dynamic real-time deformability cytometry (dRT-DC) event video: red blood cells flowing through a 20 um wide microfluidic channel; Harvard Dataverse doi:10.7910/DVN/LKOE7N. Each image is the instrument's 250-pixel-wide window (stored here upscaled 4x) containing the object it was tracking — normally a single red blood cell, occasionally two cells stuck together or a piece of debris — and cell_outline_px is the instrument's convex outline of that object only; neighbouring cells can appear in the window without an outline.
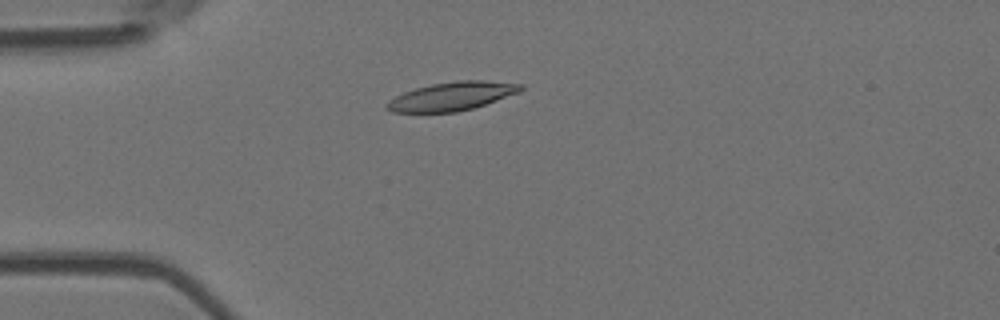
{"species": "Egyptian fruit bat (a non-hibernating species)", "species_latin": "Rousettus aegyptiacus", "temperature_condition": "room temperature", "stored_images_in_passage": 50, "camera_frame_rate_fps": 3000, "um_per_image_px": 0.085, "animal": {"sex": "female"}, "frame": {"image": 1, "passage_image": 10, "time_ms": 3.0, "image_size_px": [1000, 320], "cell_outline_px": [[524, 88], [520, 92], [472, 108], [456, 112], [392, 112], [384, 108], [384, 104], [396, 96], [404, 92], [416, 88], [432, 84], [456, 80], [484, 80], [524, 84]], "centroid_in_image_um": [38.41, 8.17], "position_along_channel_um": 46.6, "area_um2": 22.2}}
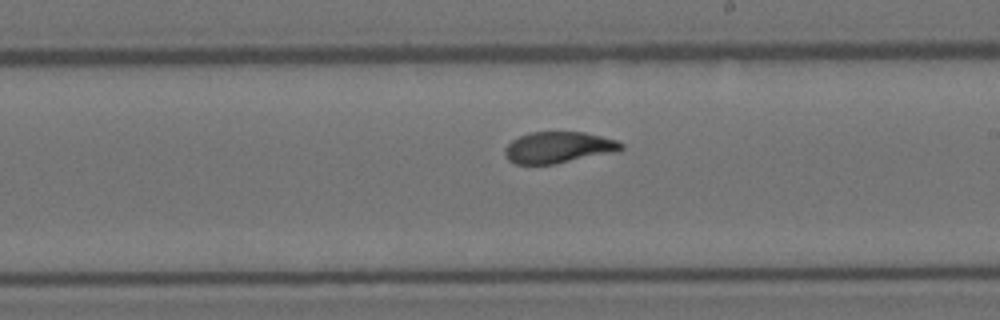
{"frame": {"image": 2, "passage_image": 27, "time_ms": 8.667, "image_size_px": [1000, 320], "cell_outline_px": [[624, 148], [620, 152], [552, 164], [516, 164], [508, 160], [504, 152], [504, 148], [512, 140], [528, 132], [584, 132], [616, 140], [624, 144]], "centroid_in_image_um": [47.49, 12.53], "position_along_channel_um": 241.5, "area_um2": 21.39}}
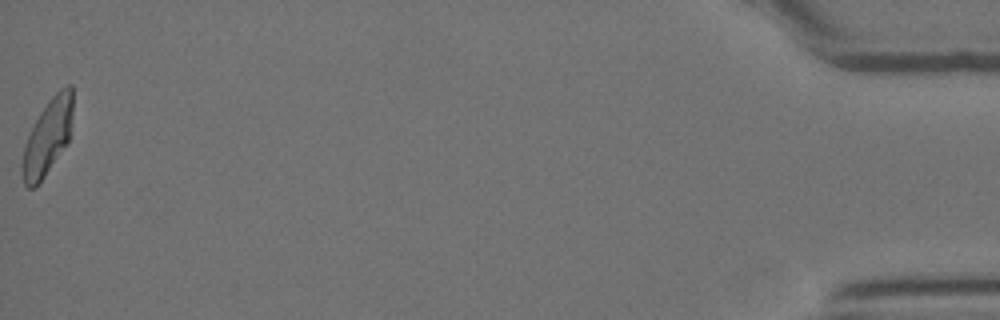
{"frame": {"image": 3, "passage_image": 50, "time_ms": 16.333, "image_size_px": [1000, 320], "cell_outline_px": [[72, 116], [68, 140], [36, 188], [28, 188], [24, 184], [20, 168], [20, 164], [24, 144], [40, 112], [52, 96], [60, 88], [68, 84], [72, 84]], "centroid_in_image_um": [4.01, 11.66], "position_along_channel_um": 431.2, "area_um2": 21.96}, "authors_computed_cell_mechanics": {"area_um2": 21.964, "velocity_mm_per_s": 3.745, "shape_relaxation_time_tau1_ms": 4.7019, "shape_relaxation_time_tau2_ms": 0.9444, "deformation_change_tau1": 0.1709, "deformation_change_tau2": 0.058}}